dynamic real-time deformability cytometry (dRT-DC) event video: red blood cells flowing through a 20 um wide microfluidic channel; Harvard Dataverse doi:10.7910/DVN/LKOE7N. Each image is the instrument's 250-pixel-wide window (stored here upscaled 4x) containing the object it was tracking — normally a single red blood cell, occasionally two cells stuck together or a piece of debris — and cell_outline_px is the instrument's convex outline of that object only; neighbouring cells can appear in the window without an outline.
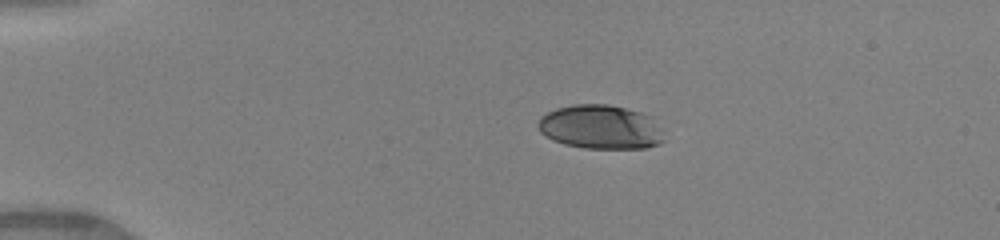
{"species": "human", "species_latin": "Homo sapiens", "temperature_condition": "warm", "stored_images_in_passage": 40, "camera_frame_rate_fps": 3000, "um_per_image_px": 0.085, "donor": {"sex": "female"}, "frame": {"image": 1, "passage_image": 1, "time_ms": 0.0, "image_size_px": [1000, 240], "cell_outline_px": [[664, 140], [660, 144], [648, 148], [584, 148], [564, 144], [552, 140], [540, 132], [540, 116], [556, 108], [572, 104], [608, 104], [640, 112], [652, 116], [664, 128]], "centroid_in_image_um": [51.12, 10.8], "position_along_channel_um": 33.9, "area_um2": 32.71}}
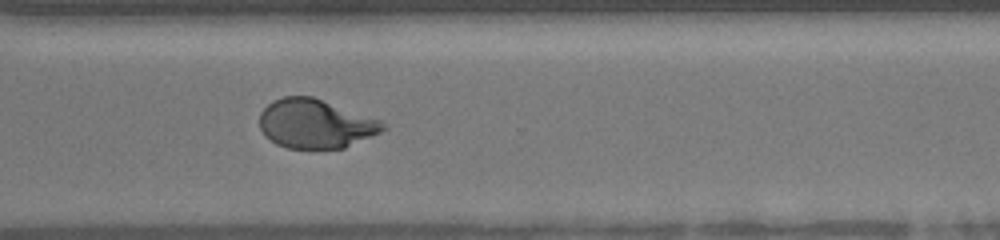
{"frame": {"image": 2, "passage_image": 28, "time_ms": 9.0, "image_size_px": [1000, 240], "cell_outline_px": [[388, 128], [380, 132], [344, 148], [288, 148], [276, 144], [264, 136], [260, 128], [260, 112], [272, 100], [284, 96], [312, 96], [380, 120]], "centroid_in_image_um": [26.78, 10.51], "position_along_channel_um": 343.8, "area_um2": 35.08}}
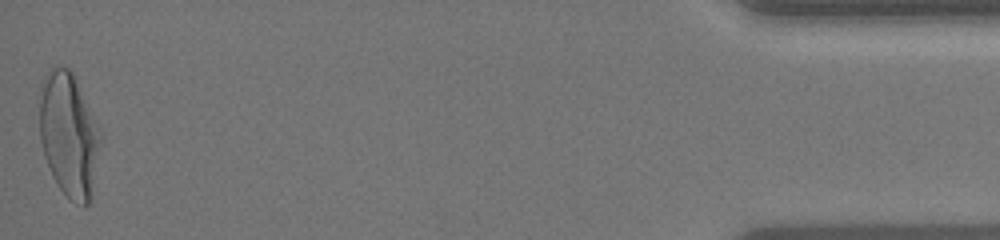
{"frame": {"image": 3, "passage_image": 40, "time_ms": 13.0, "image_size_px": [1000, 240], "cell_outline_px": [[104, 136], [88, 204], [84, 208], [68, 200], [56, 184], [52, 176], [44, 156], [40, 140], [40, 84], [44, 76], [52, 64], [56, 64], [68, 68], [72, 72]], "centroid_in_image_um": [5.86, 11.45], "position_along_channel_um": 429.3, "area_um2": 44.91}, "authors_computed_cell_mechanics": {"area_um2": 35.836, "velocity_mm_per_s": 4.1155, "shape_relaxation_time_tau1_ms": 5.3115, "shape_relaxation_time_tau2_ms": null, "deformation_change_tau1": 0.2364, "deformation_change_tau2": null}}